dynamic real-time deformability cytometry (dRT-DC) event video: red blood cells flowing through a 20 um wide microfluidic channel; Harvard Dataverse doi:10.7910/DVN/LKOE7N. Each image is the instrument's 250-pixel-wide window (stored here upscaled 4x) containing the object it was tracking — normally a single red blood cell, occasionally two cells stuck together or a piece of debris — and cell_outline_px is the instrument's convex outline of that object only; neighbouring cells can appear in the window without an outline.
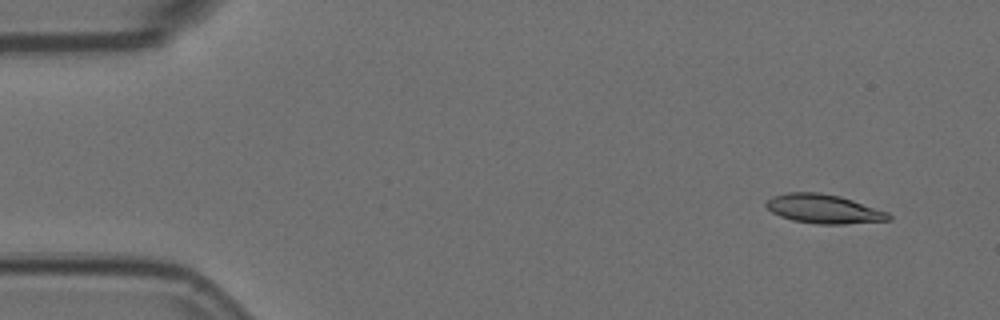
{"species": "Egyptian fruit bat (a non-hibernating species)", "species_latin": "Rousettus aegyptiacus", "temperature_condition": "room temperature", "stored_images_in_passage": 5, "segment_of_instrument_passage": [1, 2], "camera_frame_rate_fps": 3000, "um_per_image_px": 0.085, "animal": {"sex": "female"}, "frame": {"image": 1, "passage_image": 1, "time_ms": 0.0, "image_size_px": [1000, 320], "cell_outline_px": [[892, 220], [844, 224], [816, 224], [792, 220], [780, 216], [772, 212], [764, 204], [772, 196], [788, 192], [820, 192], [840, 196], [888, 212], [892, 216]], "centroid_in_image_um": [70.02, 17.76], "position_along_channel_um": 15.0, "area_um2": 20.75}}